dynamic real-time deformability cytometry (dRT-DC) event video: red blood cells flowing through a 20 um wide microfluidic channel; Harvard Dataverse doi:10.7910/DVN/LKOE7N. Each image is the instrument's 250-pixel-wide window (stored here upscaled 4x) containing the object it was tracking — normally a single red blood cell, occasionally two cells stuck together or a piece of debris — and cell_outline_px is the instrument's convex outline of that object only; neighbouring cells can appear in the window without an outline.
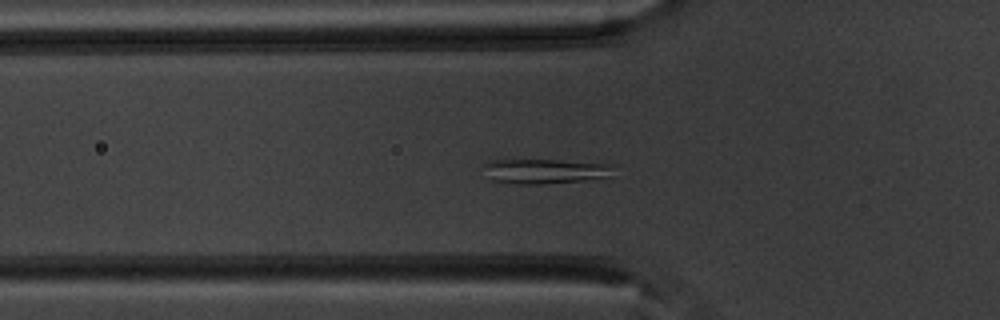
{"species": "common noctule bat (a hibernating species)", "species_latin": "Nyctalus noctula", "temperature_condition": "warm", "stored_images_in_passage": 43, "camera_frame_rate_fps": 3000, "um_per_image_px": 0.085, "animal": {"sex": "male", "body_mass_g": 20.1, "forearm_length_mm": 53.5}, "frame": {"image": 1, "passage_image": 8, "time_ms": 2.333, "image_size_px": [1000, 320], "cell_outline_px": [[616, 164], [612, 176], [584, 180], [540, 184], [516, 184], [492, 180], [484, 164], [488, 160], [556, 160]], "centroid_in_image_um": [46.41, 14.54], "position_along_channel_um": 79.4, "area_um2": 18.67}}
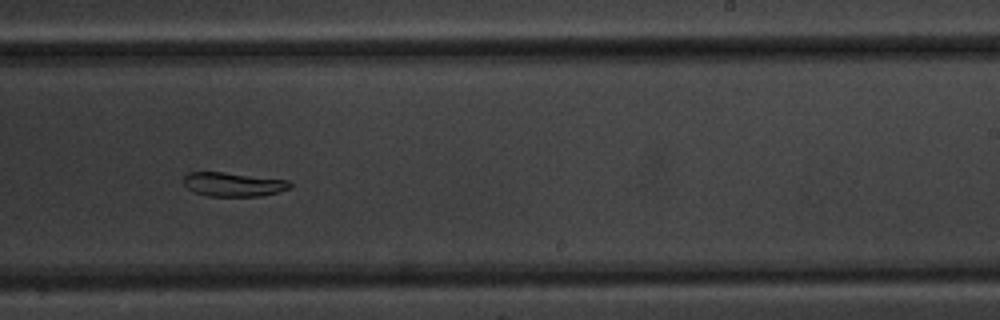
{"frame": {"image": 2, "passage_image": 23, "time_ms": 7.333, "image_size_px": [1000, 320], "cell_outline_px": [[292, 184], [288, 188], [280, 192], [260, 196], [208, 196], [192, 192], [184, 184], [184, 176], [188, 172], [224, 172], [288, 180]], "centroid_in_image_um": [19.81, 15.67], "position_along_channel_um": 269.2, "area_um2": 14.91}}
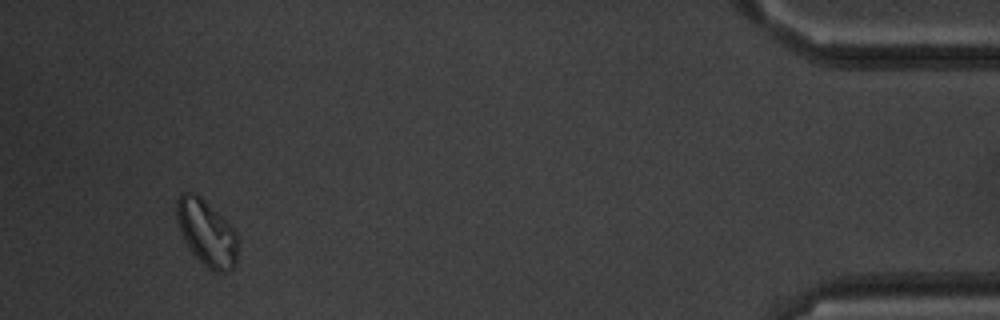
{"frame": {"image": 3, "passage_image": 40, "time_ms": 13.0, "image_size_px": [1000, 320], "cell_outline_px": [[240, 240], [236, 264], [228, 272], [212, 272], [192, 252], [184, 240], [176, 216], [176, 200], [184, 192], [192, 192], [200, 196], [228, 220], [236, 232]], "centroid_in_image_um": [17.62, 19.8], "position_along_channel_um": 417.6, "area_um2": 23.87}, "authors_computed_cell_mechanics": {"area_um2": 18.2648, "velocity_mm_per_s": 3.7796, "shape_relaxation_time_tau1_ms": 5.6896, "shape_relaxation_time_tau2_ms": null, "deformation_change_tau1": 0.1148, "deformation_change_tau2": null}}